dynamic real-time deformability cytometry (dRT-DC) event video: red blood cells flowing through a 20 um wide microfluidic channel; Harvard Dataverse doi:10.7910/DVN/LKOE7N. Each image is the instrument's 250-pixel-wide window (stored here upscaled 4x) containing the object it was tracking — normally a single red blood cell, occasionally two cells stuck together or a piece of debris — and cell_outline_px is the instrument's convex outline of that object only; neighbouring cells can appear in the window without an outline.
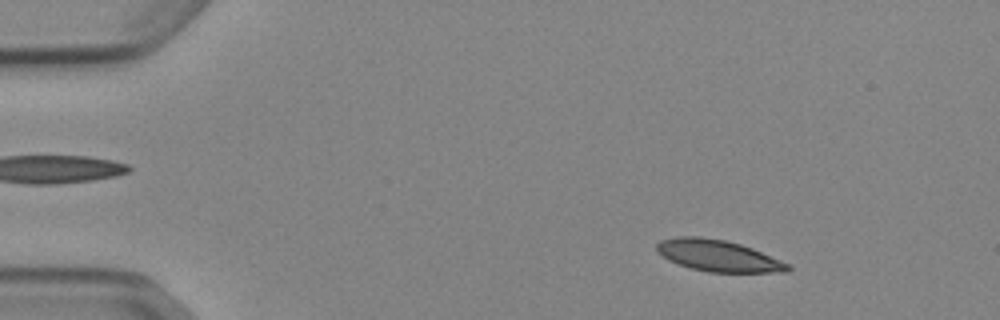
{"species": "Egyptian fruit bat (a non-hibernating species)", "species_latin": "Rousettus aegyptiacus", "temperature_condition": "cold", "stored_images_in_passage": 52, "camera_frame_rate_fps": 3000, "um_per_image_px": 0.085, "animal": {"sex": "female"}, "frame": {"image": 1, "passage_image": 7, "time_ms": 2.0, "image_size_px": [1000, 320], "cell_outline_px": [[792, 268], [788, 272], [708, 272], [692, 268], [668, 260], [656, 252], [656, 244], [660, 240], [676, 236], [700, 236], [724, 240], [740, 244], [752, 248], [792, 264]], "centroid_in_image_um": [61.06, 21.73], "position_along_channel_um": 23.9, "area_um2": 24.22}}
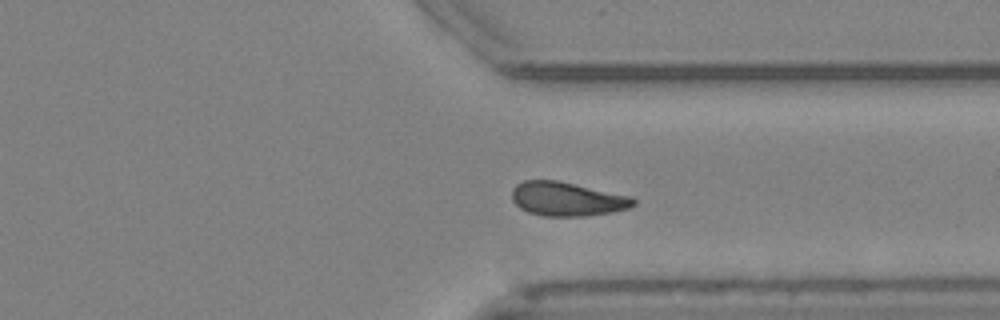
{"frame": {"image": 2, "passage_image": 40, "time_ms": 13.0, "image_size_px": [1000, 320], "cell_outline_px": [[636, 204], [628, 208], [612, 212], [584, 216], [544, 216], [528, 212], [520, 208], [512, 200], [512, 188], [516, 184], [524, 180], [556, 180], [632, 196], [636, 200]], "centroid_in_image_um": [48.2, 16.91], "position_along_channel_um": 363.2, "area_um2": 24.1}}
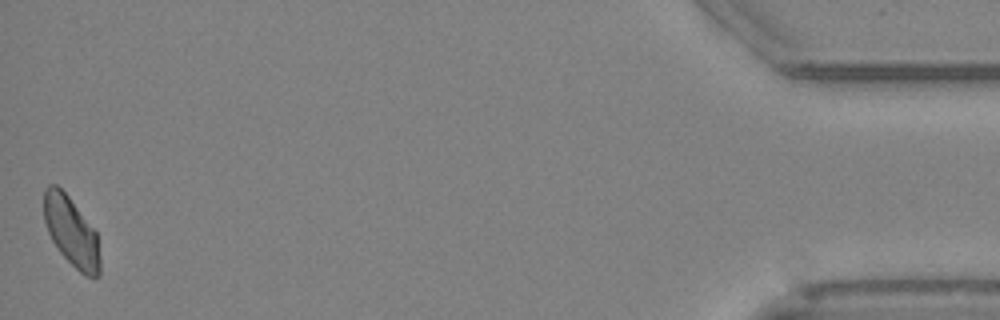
{"frame": {"image": 3, "passage_image": 52, "time_ms": 17.0, "image_size_px": [1000, 320], "cell_outline_px": [[100, 276], [84, 276], [60, 252], [52, 240], [48, 232], [44, 220], [44, 188], [48, 184], [56, 184], [68, 196], [96, 232], [100, 256]], "centroid_in_image_um": [6.05, 19.69], "position_along_channel_um": 429.1, "area_um2": 22.43}, "authors_computed_cell_mechanics": {"area_um2": 24.1026, "velocity_mm_per_s": 3.8557, "shape_relaxation_time_tau1_ms": 6.4053, "shape_relaxation_time_tau2_ms": 6.8451, "deformation_change_tau1": 0.1331, "deformation_change_tau2": 0.1305}}